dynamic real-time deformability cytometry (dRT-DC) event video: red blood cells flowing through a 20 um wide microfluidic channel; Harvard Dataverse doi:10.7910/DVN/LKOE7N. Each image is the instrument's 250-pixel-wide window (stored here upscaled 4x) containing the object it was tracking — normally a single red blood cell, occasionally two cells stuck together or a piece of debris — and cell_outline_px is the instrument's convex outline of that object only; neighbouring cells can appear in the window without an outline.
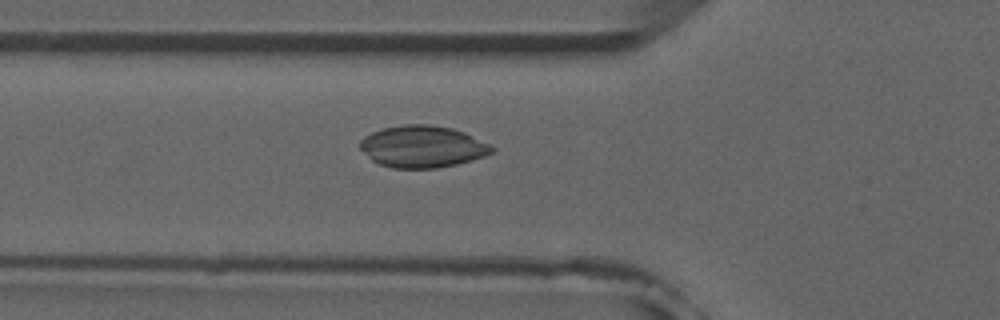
{"species": "common noctule bat (a hibernating species)", "species_latin": "Nyctalus noctula", "temperature_condition": "room temperature", "stored_images_in_passage": 40, "camera_frame_rate_fps": 3000, "um_per_image_px": 0.085, "animal": {"sex": "male", "forearm_length_mm": 52.5}, "frame": {"image": 1, "passage_image": 6, "time_ms": 1.667, "image_size_px": [1000, 320], "cell_outline_px": [[496, 148], [492, 152], [484, 156], [472, 160], [456, 164], [436, 168], [392, 168], [380, 164], [372, 160], [360, 148], [360, 140], [364, 136], [372, 132], [384, 128], [404, 124], [428, 124], [452, 128], [464, 132]], "centroid_in_image_um": [35.9, 12.46], "position_along_channel_um": 89.9, "area_um2": 31.96}}
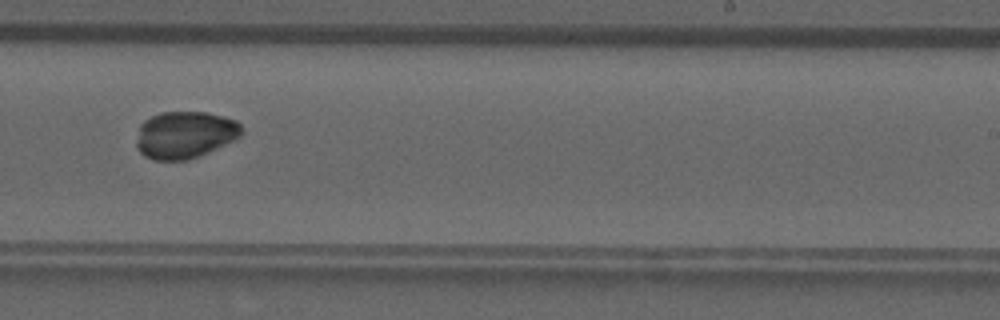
{"frame": {"image": 2, "passage_image": 20, "time_ms": 6.333, "image_size_px": [1000, 320], "cell_outline_px": [[244, 132], [236, 140], [200, 156], [188, 160], [152, 160], [144, 156], [136, 148], [136, 140], [140, 124], [144, 120], [160, 112], [204, 112], [236, 120], [240, 124]], "centroid_in_image_um": [15.71, 11.47], "position_along_channel_um": 273.3, "area_um2": 29.19}}
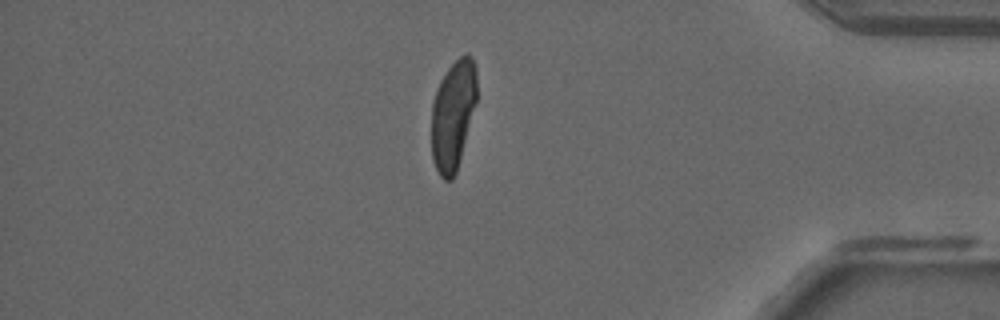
{"frame": {"image": 3, "passage_image": 32, "time_ms": 10.333, "image_size_px": [1000, 320], "cell_outline_px": [[476, 100], [456, 172], [452, 180], [444, 180], [440, 176], [432, 160], [432, 104], [440, 80], [448, 68], [460, 56], [468, 52], [472, 56], [476, 64]], "centroid_in_image_um": [38.5, 9.73], "position_along_channel_um": 396.7, "area_um2": 28.61}, "authors_computed_cell_mechanics": {"area_um2": 29.4202, "velocity_mm_per_s": 3.9279, "shape_relaxation_time_tau1_ms": 5.1857, "shape_relaxation_time_tau2_ms": 1.3922, "deformation_change_tau1": 0.1418, "deformation_change_tau2": 0.0304}}